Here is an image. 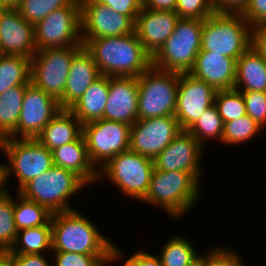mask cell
I'll return each instance as SVG.
<instances>
[{"label":"cell","instance_id":"6da1fadb","mask_svg":"<svg viewBox=\"0 0 266 266\" xmlns=\"http://www.w3.org/2000/svg\"><path fill=\"white\" fill-rule=\"evenodd\" d=\"M101 75L139 77L152 65L136 32L128 35L82 39Z\"/></svg>","mask_w":266,"mask_h":266},{"label":"cell","instance_id":"7a4b0ae2","mask_svg":"<svg viewBox=\"0 0 266 266\" xmlns=\"http://www.w3.org/2000/svg\"><path fill=\"white\" fill-rule=\"evenodd\" d=\"M52 250L85 255H114L119 259L121 253L96 226L75 209L54 213L51 217Z\"/></svg>","mask_w":266,"mask_h":266},{"label":"cell","instance_id":"3957f363","mask_svg":"<svg viewBox=\"0 0 266 266\" xmlns=\"http://www.w3.org/2000/svg\"><path fill=\"white\" fill-rule=\"evenodd\" d=\"M252 45V27L240 13L215 12L204 20L200 51L236 60Z\"/></svg>","mask_w":266,"mask_h":266},{"label":"cell","instance_id":"277c9868","mask_svg":"<svg viewBox=\"0 0 266 266\" xmlns=\"http://www.w3.org/2000/svg\"><path fill=\"white\" fill-rule=\"evenodd\" d=\"M199 187L200 183L189 172L154 169L142 201L161 205L171 217H179L196 203Z\"/></svg>","mask_w":266,"mask_h":266},{"label":"cell","instance_id":"5b68a950","mask_svg":"<svg viewBox=\"0 0 266 266\" xmlns=\"http://www.w3.org/2000/svg\"><path fill=\"white\" fill-rule=\"evenodd\" d=\"M203 23L200 19L179 18L172 35L152 57V66L179 74L189 73L201 50Z\"/></svg>","mask_w":266,"mask_h":266},{"label":"cell","instance_id":"8992f818","mask_svg":"<svg viewBox=\"0 0 266 266\" xmlns=\"http://www.w3.org/2000/svg\"><path fill=\"white\" fill-rule=\"evenodd\" d=\"M85 185L87 186L75 173L54 165L26 183L18 193L54 214L73 210L67 199Z\"/></svg>","mask_w":266,"mask_h":266},{"label":"cell","instance_id":"52a82bcc","mask_svg":"<svg viewBox=\"0 0 266 266\" xmlns=\"http://www.w3.org/2000/svg\"><path fill=\"white\" fill-rule=\"evenodd\" d=\"M138 78V120L174 115L180 74L150 66Z\"/></svg>","mask_w":266,"mask_h":266},{"label":"cell","instance_id":"ba28073f","mask_svg":"<svg viewBox=\"0 0 266 266\" xmlns=\"http://www.w3.org/2000/svg\"><path fill=\"white\" fill-rule=\"evenodd\" d=\"M83 47L47 48L31 58L30 82L58 101L61 109L71 62Z\"/></svg>","mask_w":266,"mask_h":266},{"label":"cell","instance_id":"9c48e42d","mask_svg":"<svg viewBox=\"0 0 266 266\" xmlns=\"http://www.w3.org/2000/svg\"><path fill=\"white\" fill-rule=\"evenodd\" d=\"M37 51L47 48L83 46L81 37V5L54 10L34 26Z\"/></svg>","mask_w":266,"mask_h":266},{"label":"cell","instance_id":"30bf717a","mask_svg":"<svg viewBox=\"0 0 266 266\" xmlns=\"http://www.w3.org/2000/svg\"><path fill=\"white\" fill-rule=\"evenodd\" d=\"M1 149L6 153L9 163L11 162L5 164L7 179L14 174L18 179V190L54 166L51 150L36 138H5L2 140Z\"/></svg>","mask_w":266,"mask_h":266},{"label":"cell","instance_id":"8fae6325","mask_svg":"<svg viewBox=\"0 0 266 266\" xmlns=\"http://www.w3.org/2000/svg\"><path fill=\"white\" fill-rule=\"evenodd\" d=\"M154 161L130 149L110 159L101 171L129 197L143 200L150 186Z\"/></svg>","mask_w":266,"mask_h":266},{"label":"cell","instance_id":"7c38bea8","mask_svg":"<svg viewBox=\"0 0 266 266\" xmlns=\"http://www.w3.org/2000/svg\"><path fill=\"white\" fill-rule=\"evenodd\" d=\"M130 129L126 123L103 118L83 124V136L92 164L102 162V167L117 154L128 150Z\"/></svg>","mask_w":266,"mask_h":266},{"label":"cell","instance_id":"4fadbf2b","mask_svg":"<svg viewBox=\"0 0 266 266\" xmlns=\"http://www.w3.org/2000/svg\"><path fill=\"white\" fill-rule=\"evenodd\" d=\"M181 132L175 115L137 120L130 129L129 149L154 159Z\"/></svg>","mask_w":266,"mask_h":266},{"label":"cell","instance_id":"5bb4252c","mask_svg":"<svg viewBox=\"0 0 266 266\" xmlns=\"http://www.w3.org/2000/svg\"><path fill=\"white\" fill-rule=\"evenodd\" d=\"M80 5L82 39L122 36L135 32V23L109 6L91 0H80Z\"/></svg>","mask_w":266,"mask_h":266},{"label":"cell","instance_id":"9a60e30c","mask_svg":"<svg viewBox=\"0 0 266 266\" xmlns=\"http://www.w3.org/2000/svg\"><path fill=\"white\" fill-rule=\"evenodd\" d=\"M60 110L58 101L30 83L25 89L15 139L36 138Z\"/></svg>","mask_w":266,"mask_h":266},{"label":"cell","instance_id":"2e32d148","mask_svg":"<svg viewBox=\"0 0 266 266\" xmlns=\"http://www.w3.org/2000/svg\"><path fill=\"white\" fill-rule=\"evenodd\" d=\"M216 90L189 73L180 74L175 117L187 131L206 109L214 104Z\"/></svg>","mask_w":266,"mask_h":266},{"label":"cell","instance_id":"e0dca14e","mask_svg":"<svg viewBox=\"0 0 266 266\" xmlns=\"http://www.w3.org/2000/svg\"><path fill=\"white\" fill-rule=\"evenodd\" d=\"M203 146L188 132L182 131L154 159V169L186 171L200 183V159Z\"/></svg>","mask_w":266,"mask_h":266},{"label":"cell","instance_id":"ac0fdd59","mask_svg":"<svg viewBox=\"0 0 266 266\" xmlns=\"http://www.w3.org/2000/svg\"><path fill=\"white\" fill-rule=\"evenodd\" d=\"M103 119L130 126L138 120L137 77H109V95Z\"/></svg>","mask_w":266,"mask_h":266},{"label":"cell","instance_id":"d6986e66","mask_svg":"<svg viewBox=\"0 0 266 266\" xmlns=\"http://www.w3.org/2000/svg\"><path fill=\"white\" fill-rule=\"evenodd\" d=\"M37 52L34 25L27 22L17 9L2 13L0 54L32 58Z\"/></svg>","mask_w":266,"mask_h":266},{"label":"cell","instance_id":"ffe728a7","mask_svg":"<svg viewBox=\"0 0 266 266\" xmlns=\"http://www.w3.org/2000/svg\"><path fill=\"white\" fill-rule=\"evenodd\" d=\"M178 20L179 16L175 11L141 9L135 22V32L151 57L172 35Z\"/></svg>","mask_w":266,"mask_h":266},{"label":"cell","instance_id":"44dd1931","mask_svg":"<svg viewBox=\"0 0 266 266\" xmlns=\"http://www.w3.org/2000/svg\"><path fill=\"white\" fill-rule=\"evenodd\" d=\"M236 61L213 51H199L189 74L205 81L216 91L232 90L235 86Z\"/></svg>","mask_w":266,"mask_h":266},{"label":"cell","instance_id":"7402d4cb","mask_svg":"<svg viewBox=\"0 0 266 266\" xmlns=\"http://www.w3.org/2000/svg\"><path fill=\"white\" fill-rule=\"evenodd\" d=\"M100 76L92 55L83 47L71 62L63 94V109H69L76 103Z\"/></svg>","mask_w":266,"mask_h":266},{"label":"cell","instance_id":"603a6c76","mask_svg":"<svg viewBox=\"0 0 266 266\" xmlns=\"http://www.w3.org/2000/svg\"><path fill=\"white\" fill-rule=\"evenodd\" d=\"M53 164L78 175L86 184L101 178L99 170L92 164L83 134L75 141L55 148Z\"/></svg>","mask_w":266,"mask_h":266},{"label":"cell","instance_id":"cb8c5ba5","mask_svg":"<svg viewBox=\"0 0 266 266\" xmlns=\"http://www.w3.org/2000/svg\"><path fill=\"white\" fill-rule=\"evenodd\" d=\"M83 134V125L69 109H61L43 128L36 139L49 150L77 140Z\"/></svg>","mask_w":266,"mask_h":266},{"label":"cell","instance_id":"d4e9b609","mask_svg":"<svg viewBox=\"0 0 266 266\" xmlns=\"http://www.w3.org/2000/svg\"><path fill=\"white\" fill-rule=\"evenodd\" d=\"M234 89L266 92V62L252 46L236 61Z\"/></svg>","mask_w":266,"mask_h":266},{"label":"cell","instance_id":"484cf974","mask_svg":"<svg viewBox=\"0 0 266 266\" xmlns=\"http://www.w3.org/2000/svg\"><path fill=\"white\" fill-rule=\"evenodd\" d=\"M109 95V77L101 75L69 110L83 125L103 118Z\"/></svg>","mask_w":266,"mask_h":266},{"label":"cell","instance_id":"4316f807","mask_svg":"<svg viewBox=\"0 0 266 266\" xmlns=\"http://www.w3.org/2000/svg\"><path fill=\"white\" fill-rule=\"evenodd\" d=\"M28 85L9 88L0 94V138L15 139L25 89Z\"/></svg>","mask_w":266,"mask_h":266},{"label":"cell","instance_id":"83f0119b","mask_svg":"<svg viewBox=\"0 0 266 266\" xmlns=\"http://www.w3.org/2000/svg\"><path fill=\"white\" fill-rule=\"evenodd\" d=\"M31 58L0 54V94L9 88L29 85Z\"/></svg>","mask_w":266,"mask_h":266},{"label":"cell","instance_id":"f1b7e54d","mask_svg":"<svg viewBox=\"0 0 266 266\" xmlns=\"http://www.w3.org/2000/svg\"><path fill=\"white\" fill-rule=\"evenodd\" d=\"M48 249L52 250L51 221L47 225L19 230L16 241L8 252L10 254H41L42 251Z\"/></svg>","mask_w":266,"mask_h":266},{"label":"cell","instance_id":"f546056e","mask_svg":"<svg viewBox=\"0 0 266 266\" xmlns=\"http://www.w3.org/2000/svg\"><path fill=\"white\" fill-rule=\"evenodd\" d=\"M19 201L14 200V220L16 229L23 230L31 227L47 225L52 214L46 207L18 194Z\"/></svg>","mask_w":266,"mask_h":266},{"label":"cell","instance_id":"4dcf8cb0","mask_svg":"<svg viewBox=\"0 0 266 266\" xmlns=\"http://www.w3.org/2000/svg\"><path fill=\"white\" fill-rule=\"evenodd\" d=\"M162 266H192L198 260L195 248L184 237L172 236L160 254Z\"/></svg>","mask_w":266,"mask_h":266},{"label":"cell","instance_id":"1f68e13d","mask_svg":"<svg viewBox=\"0 0 266 266\" xmlns=\"http://www.w3.org/2000/svg\"><path fill=\"white\" fill-rule=\"evenodd\" d=\"M224 123L213 104L199 117L187 131L202 145L207 139H219L222 142ZM205 138V139H204ZM204 140V141H203Z\"/></svg>","mask_w":266,"mask_h":266},{"label":"cell","instance_id":"d6a6232c","mask_svg":"<svg viewBox=\"0 0 266 266\" xmlns=\"http://www.w3.org/2000/svg\"><path fill=\"white\" fill-rule=\"evenodd\" d=\"M214 105L223 123L236 120L246 115V106L241 92L232 90L217 91Z\"/></svg>","mask_w":266,"mask_h":266},{"label":"cell","instance_id":"836d02e7","mask_svg":"<svg viewBox=\"0 0 266 266\" xmlns=\"http://www.w3.org/2000/svg\"><path fill=\"white\" fill-rule=\"evenodd\" d=\"M263 129L249 115L224 123L222 142L239 144L251 140Z\"/></svg>","mask_w":266,"mask_h":266},{"label":"cell","instance_id":"e575fe53","mask_svg":"<svg viewBox=\"0 0 266 266\" xmlns=\"http://www.w3.org/2000/svg\"><path fill=\"white\" fill-rule=\"evenodd\" d=\"M76 0H23L17 8L20 15L36 25L54 10L71 6Z\"/></svg>","mask_w":266,"mask_h":266},{"label":"cell","instance_id":"d590c367","mask_svg":"<svg viewBox=\"0 0 266 266\" xmlns=\"http://www.w3.org/2000/svg\"><path fill=\"white\" fill-rule=\"evenodd\" d=\"M18 230L14 220V199L10 194L0 197V251H9L14 245Z\"/></svg>","mask_w":266,"mask_h":266},{"label":"cell","instance_id":"8d00e7d4","mask_svg":"<svg viewBox=\"0 0 266 266\" xmlns=\"http://www.w3.org/2000/svg\"><path fill=\"white\" fill-rule=\"evenodd\" d=\"M55 266H106L114 255H85L72 252H54Z\"/></svg>","mask_w":266,"mask_h":266},{"label":"cell","instance_id":"74e56055","mask_svg":"<svg viewBox=\"0 0 266 266\" xmlns=\"http://www.w3.org/2000/svg\"><path fill=\"white\" fill-rule=\"evenodd\" d=\"M175 12L179 18L205 20L215 10L212 0H177Z\"/></svg>","mask_w":266,"mask_h":266},{"label":"cell","instance_id":"f35d334b","mask_svg":"<svg viewBox=\"0 0 266 266\" xmlns=\"http://www.w3.org/2000/svg\"><path fill=\"white\" fill-rule=\"evenodd\" d=\"M246 106V115H249L262 128L266 124V92L239 91Z\"/></svg>","mask_w":266,"mask_h":266},{"label":"cell","instance_id":"ab89813d","mask_svg":"<svg viewBox=\"0 0 266 266\" xmlns=\"http://www.w3.org/2000/svg\"><path fill=\"white\" fill-rule=\"evenodd\" d=\"M236 252L225 250L220 247L209 251V254L206 256L198 257V262L200 266H244L241 262L238 254Z\"/></svg>","mask_w":266,"mask_h":266},{"label":"cell","instance_id":"60d3db41","mask_svg":"<svg viewBox=\"0 0 266 266\" xmlns=\"http://www.w3.org/2000/svg\"><path fill=\"white\" fill-rule=\"evenodd\" d=\"M109 6L112 10L128 16L134 23L142 9V0H91Z\"/></svg>","mask_w":266,"mask_h":266},{"label":"cell","instance_id":"b9f144b4","mask_svg":"<svg viewBox=\"0 0 266 266\" xmlns=\"http://www.w3.org/2000/svg\"><path fill=\"white\" fill-rule=\"evenodd\" d=\"M241 15L252 28L266 26V0H250Z\"/></svg>","mask_w":266,"mask_h":266},{"label":"cell","instance_id":"7bdbcfd3","mask_svg":"<svg viewBox=\"0 0 266 266\" xmlns=\"http://www.w3.org/2000/svg\"><path fill=\"white\" fill-rule=\"evenodd\" d=\"M250 0H212L215 12L242 13Z\"/></svg>","mask_w":266,"mask_h":266},{"label":"cell","instance_id":"ee69618b","mask_svg":"<svg viewBox=\"0 0 266 266\" xmlns=\"http://www.w3.org/2000/svg\"><path fill=\"white\" fill-rule=\"evenodd\" d=\"M12 266H50L42 254H10Z\"/></svg>","mask_w":266,"mask_h":266},{"label":"cell","instance_id":"f6af8a7d","mask_svg":"<svg viewBox=\"0 0 266 266\" xmlns=\"http://www.w3.org/2000/svg\"><path fill=\"white\" fill-rule=\"evenodd\" d=\"M123 266H162V262L159 256L138 251L128 258Z\"/></svg>","mask_w":266,"mask_h":266},{"label":"cell","instance_id":"bcb514c9","mask_svg":"<svg viewBox=\"0 0 266 266\" xmlns=\"http://www.w3.org/2000/svg\"><path fill=\"white\" fill-rule=\"evenodd\" d=\"M266 62V26H256L252 28L251 45Z\"/></svg>","mask_w":266,"mask_h":266},{"label":"cell","instance_id":"7dc6e473","mask_svg":"<svg viewBox=\"0 0 266 266\" xmlns=\"http://www.w3.org/2000/svg\"><path fill=\"white\" fill-rule=\"evenodd\" d=\"M177 0H142V8L175 11Z\"/></svg>","mask_w":266,"mask_h":266},{"label":"cell","instance_id":"c3c4849f","mask_svg":"<svg viewBox=\"0 0 266 266\" xmlns=\"http://www.w3.org/2000/svg\"><path fill=\"white\" fill-rule=\"evenodd\" d=\"M6 181H8L6 174V166L5 164H0V197H3L9 193L8 191H6V187H4Z\"/></svg>","mask_w":266,"mask_h":266},{"label":"cell","instance_id":"681fc988","mask_svg":"<svg viewBox=\"0 0 266 266\" xmlns=\"http://www.w3.org/2000/svg\"><path fill=\"white\" fill-rule=\"evenodd\" d=\"M0 266H12L8 251H0Z\"/></svg>","mask_w":266,"mask_h":266},{"label":"cell","instance_id":"f907efd6","mask_svg":"<svg viewBox=\"0 0 266 266\" xmlns=\"http://www.w3.org/2000/svg\"><path fill=\"white\" fill-rule=\"evenodd\" d=\"M4 2L8 9H17L21 5L23 0H4Z\"/></svg>","mask_w":266,"mask_h":266},{"label":"cell","instance_id":"816d5d0a","mask_svg":"<svg viewBox=\"0 0 266 266\" xmlns=\"http://www.w3.org/2000/svg\"><path fill=\"white\" fill-rule=\"evenodd\" d=\"M8 10V7L6 6L4 0H0V12H5Z\"/></svg>","mask_w":266,"mask_h":266},{"label":"cell","instance_id":"f5cc1de1","mask_svg":"<svg viewBox=\"0 0 266 266\" xmlns=\"http://www.w3.org/2000/svg\"><path fill=\"white\" fill-rule=\"evenodd\" d=\"M192 266H200V263L197 261L195 264H193Z\"/></svg>","mask_w":266,"mask_h":266},{"label":"cell","instance_id":"db71d44e","mask_svg":"<svg viewBox=\"0 0 266 266\" xmlns=\"http://www.w3.org/2000/svg\"><path fill=\"white\" fill-rule=\"evenodd\" d=\"M2 13H3V12H0V27H1V18H2Z\"/></svg>","mask_w":266,"mask_h":266},{"label":"cell","instance_id":"11a10c76","mask_svg":"<svg viewBox=\"0 0 266 266\" xmlns=\"http://www.w3.org/2000/svg\"><path fill=\"white\" fill-rule=\"evenodd\" d=\"M1 147H2V139L0 138V149H1Z\"/></svg>","mask_w":266,"mask_h":266}]
</instances>
